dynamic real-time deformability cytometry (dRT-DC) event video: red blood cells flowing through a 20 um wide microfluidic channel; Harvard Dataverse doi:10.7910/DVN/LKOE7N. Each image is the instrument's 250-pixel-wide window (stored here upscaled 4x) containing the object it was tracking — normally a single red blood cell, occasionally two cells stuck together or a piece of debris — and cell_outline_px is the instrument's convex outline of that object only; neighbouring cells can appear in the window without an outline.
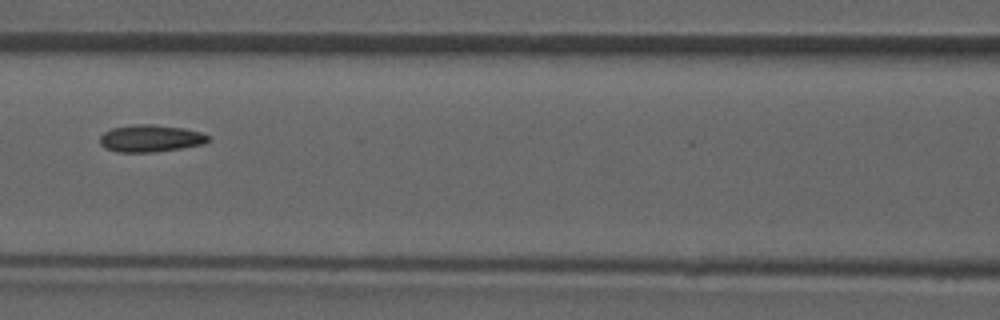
{"species": "common noctule bat (a hibernating species)", "species_latin": "Nyctalus noctula", "temperature_condition": "room temperature", "stored_images_in_passage": 9, "camera_frame_rate_fps": 3000, "um_per_image_px": 0.085, "animal": {"sex": "male", "forearm_length_mm": 52.5}, "frame": {"image": 1, "passage_image": 7, "time_ms": 7.0, "image_size_px": [1000, 320], "cell_outline_px": [[208, 140], [204, 144], [180, 148], [152, 152], [116, 152], [104, 148], [100, 144], [100, 136], [104, 132], [112, 128], [136, 124], [152, 124], [184, 128], [200, 132], [208, 136]], "centroid_in_image_um": [12.75, 11.76], "position_along_channel_um": 153.8, "area_um2": 17.05}}